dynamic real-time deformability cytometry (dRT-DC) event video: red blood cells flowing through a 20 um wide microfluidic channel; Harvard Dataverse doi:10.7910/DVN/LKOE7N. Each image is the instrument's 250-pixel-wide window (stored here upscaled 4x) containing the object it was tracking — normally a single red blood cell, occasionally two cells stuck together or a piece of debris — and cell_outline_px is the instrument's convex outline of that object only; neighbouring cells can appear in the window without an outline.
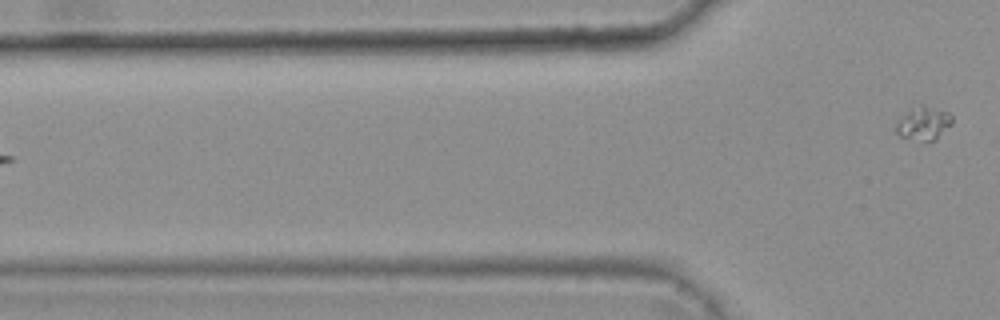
{"species": "common noctule bat (a hibernating species)", "species_latin": "Nyctalus noctula", "temperature_condition": "warm", "stored_images_in_passage": 3, "segment_of_instrument_passage": [2, 2], "camera_frame_rate_fps": 3000, "um_per_image_px": 0.085, "animal": {"sex": "female", "body_mass_g": 25.1}, "frame": {"image": 1, "passage_image": 3, "time_ms": 0.667, "image_size_px": [1000, 320], "cell_outline_px": [[952, 124], [936, 140], [928, 144], [900, 136], [896, 132], [896, 124], [912, 108], [924, 108], [948, 112], [952, 116]], "centroid_in_image_um": [78.53, 10.6], "position_along_channel_um": 47.3, "area_um2": 10.52}}